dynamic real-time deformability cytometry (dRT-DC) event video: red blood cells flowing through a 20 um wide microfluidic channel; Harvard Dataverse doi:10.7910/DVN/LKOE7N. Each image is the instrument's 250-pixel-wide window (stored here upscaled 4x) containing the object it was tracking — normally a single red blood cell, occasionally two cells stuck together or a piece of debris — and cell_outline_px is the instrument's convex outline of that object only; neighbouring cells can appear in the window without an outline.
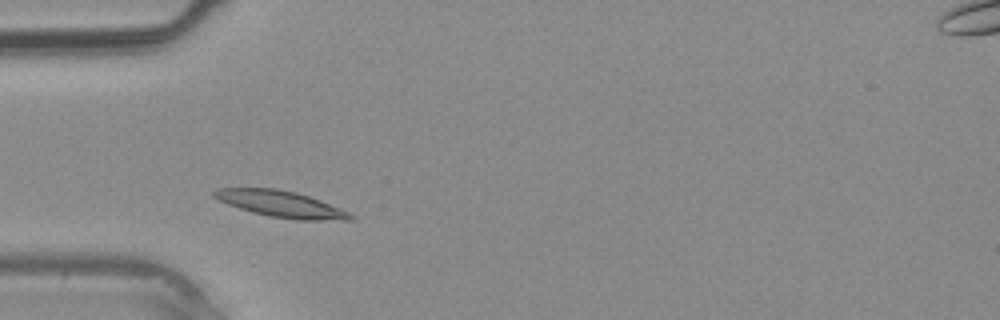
{"species": "common noctule bat (a hibernating species)", "species_latin": "Nyctalus noctula", "temperature_condition": "warm", "stored_images_in_passage": 33, "camera_frame_rate_fps": 3000, "um_per_image_px": 0.085, "animal": {"sex": "male", "body_mass_g": 20.4}, "frame": {"image": 1, "passage_image": 6, "time_ms": 1.667, "image_size_px": [1000, 320], "cell_outline_px": [[356, 216], [352, 220], [296, 220], [268, 216], [240, 208], [228, 204], [212, 196], [212, 192], [216, 188], [276, 188], [296, 192], [320, 200], [340, 208]], "centroid_in_image_um": [23.9, 17.34], "position_along_channel_um": 61.1, "area_um2": 20.87}}
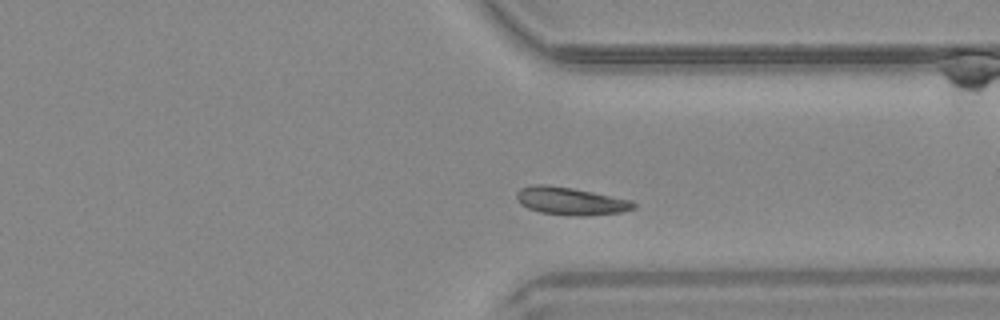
{"frame": {"image": 2, "passage_image": 24, "time_ms": 7.667, "image_size_px": [1000, 320], "cell_outline_px": [[636, 208], [624, 212], [588, 216], [568, 216], [540, 212], [528, 208], [520, 204], [516, 196], [516, 192], [520, 188], [532, 184], [544, 184], [572, 188], [612, 196], [628, 200], [636, 204]], "centroid_in_image_um": [48.48, 17.1], "position_along_channel_um": 362.9, "area_um2": 19.02}}